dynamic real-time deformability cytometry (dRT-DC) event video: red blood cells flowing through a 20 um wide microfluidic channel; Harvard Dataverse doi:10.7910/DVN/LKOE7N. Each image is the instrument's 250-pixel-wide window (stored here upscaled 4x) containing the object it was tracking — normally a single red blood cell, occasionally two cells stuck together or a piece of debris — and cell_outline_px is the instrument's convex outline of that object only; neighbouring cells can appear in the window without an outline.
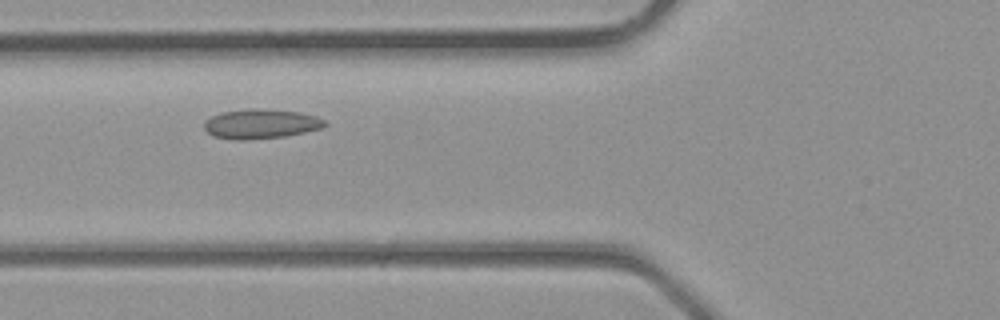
{"species": "common noctule bat (a hibernating species)", "species_latin": "Nyctalus noctula", "temperature_condition": "room temperature", "stored_images_in_passage": 7, "camera_frame_rate_fps": 3000, "um_per_image_px": 0.085, "animal": {"sex": "male", "body_mass_g": 23.1, "forearm_length_mm": 52.7}, "frame": {"image": 1, "passage_image": 6, "time_ms": 1.667, "image_size_px": [1000, 320], "cell_outline_px": [[328, 124], [320, 128], [304, 132], [284, 136], [248, 140], [232, 140], [212, 136], [204, 128], [204, 120], [220, 112], [248, 108], [300, 112], [316, 116], [324, 120]], "centroid_in_image_um": [22.12, 10.53], "position_along_channel_um": 103.7, "area_um2": 20.81}}
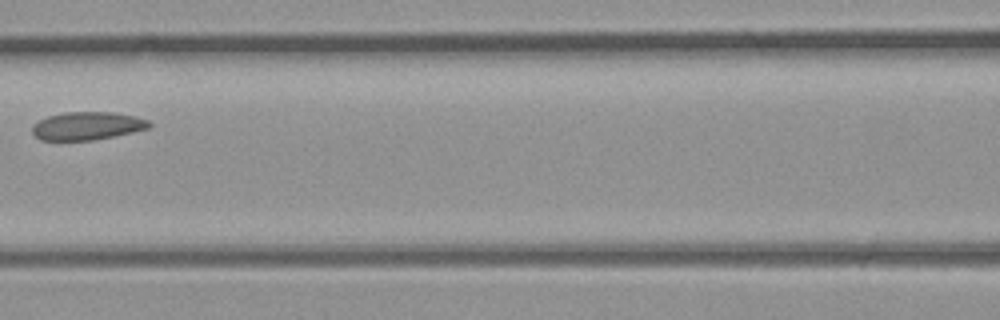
{"frame": {"image": 2, "passage_image": 7, "time_ms": 2.0, "image_size_px": [1000, 320], "cell_outline_px": [[152, 124], [148, 128], [132, 132], [92, 140], [40, 140], [32, 132], [32, 124], [48, 116], [64, 112], [112, 112], [132, 116], [148, 120]], "centroid_in_image_um": [7.37, 10.7], "position_along_channel_um": 159.2, "area_um2": 18.9}}